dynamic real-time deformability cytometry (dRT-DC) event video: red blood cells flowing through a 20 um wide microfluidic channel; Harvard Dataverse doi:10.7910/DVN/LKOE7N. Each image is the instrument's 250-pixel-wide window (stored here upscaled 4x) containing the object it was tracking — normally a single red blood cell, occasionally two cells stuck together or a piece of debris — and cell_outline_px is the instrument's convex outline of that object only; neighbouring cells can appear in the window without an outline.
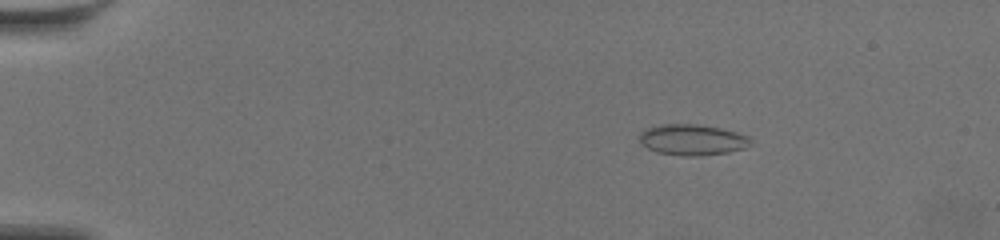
{"species": "common noctule bat (a hibernating species)", "species_latin": "Nyctalus noctula", "temperature_condition": "warm", "stored_images_in_passage": 55, "camera_frame_rate_fps": 3000, "um_per_image_px": 0.085, "animal": {"sex": "female", "body_mass_g": 19.5, "forearm_length_mm": 54.1}, "frame": {"image": 1, "passage_image": 6, "time_ms": 1.667, "image_size_px": [1000, 240], "cell_outline_px": [[752, 140], [744, 148], [728, 152], [700, 156], [684, 156], [656, 152], [648, 148], [640, 140], [640, 132], [648, 128], [660, 124], [696, 124], [720, 128], [736, 132], [748, 136]], "centroid_in_image_um": [58.84, 11.88], "position_along_channel_um": 26.2, "area_um2": 19.83}}
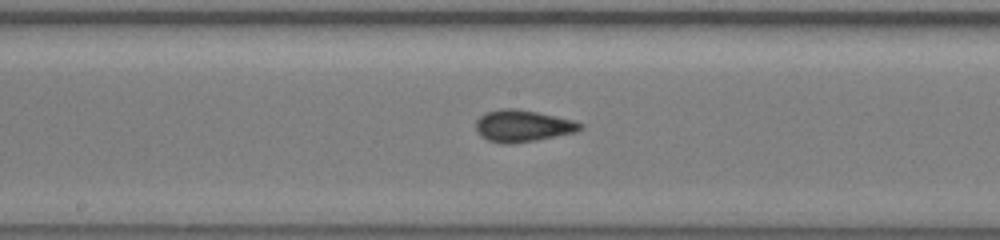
{"frame": {"image": 2, "passage_image": 29, "time_ms": 9.333, "image_size_px": [1000, 240], "cell_outline_px": [[584, 128], [576, 132], [536, 140], [512, 144], [500, 144], [488, 140], [480, 136], [476, 132], [476, 120], [484, 112], [500, 108], [512, 108], [536, 112], [572, 120], [584, 124]], "centroid_in_image_um": [44.39, 10.71], "position_along_channel_um": 203.8, "area_um2": 19.48}}
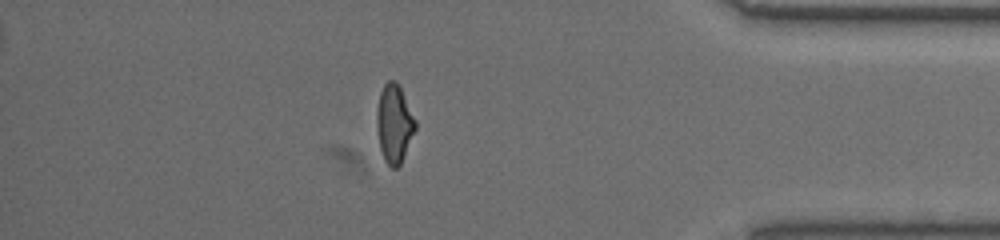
{"frame": {"image": 3, "passage_image": 48, "time_ms": 15.667, "image_size_px": [1000, 240], "cell_outline_px": [[416, 128], [400, 164], [396, 168], [392, 168], [384, 160], [380, 148], [376, 124], [376, 112], [380, 92], [384, 84], [388, 80], [396, 80], [416, 120]], "centroid_in_image_um": [33.49, 10.5], "position_along_channel_um": 401.7, "area_um2": 17.46}, "authors_computed_cell_mechanics": {"area_um2": 18.5538, "velocity_mm_per_s": 3.5748, "shape_relaxation_time_tau1_ms": null, "shape_relaxation_time_tau2_ms": 0.9205, "deformation_change_tau1": null, "deformation_change_tau2": 0.07}}